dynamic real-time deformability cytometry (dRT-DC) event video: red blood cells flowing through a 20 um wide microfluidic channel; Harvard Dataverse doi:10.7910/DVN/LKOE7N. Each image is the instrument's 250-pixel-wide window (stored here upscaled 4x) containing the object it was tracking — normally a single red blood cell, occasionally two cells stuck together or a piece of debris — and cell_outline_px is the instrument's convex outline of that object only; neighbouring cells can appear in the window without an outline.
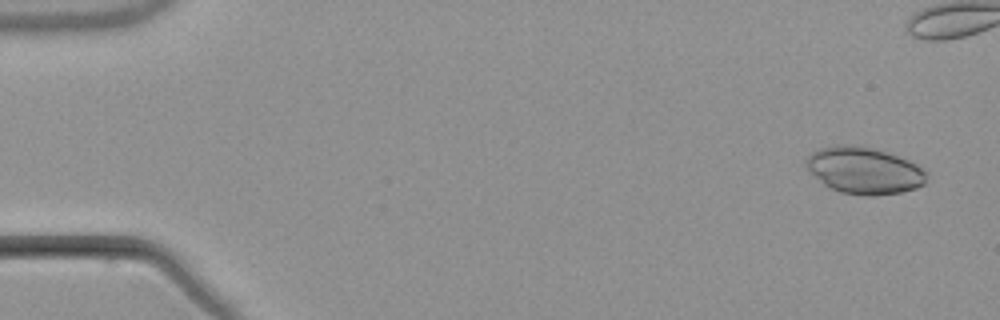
{"species": "common noctule bat (a hibernating species)", "species_latin": "Nyctalus noctula", "temperature_condition": "warm", "stored_images_in_passage": 6, "camera_frame_rate_fps": 3000, "um_per_image_px": 0.085, "animal": {"sex": "male", "body_mass_g": 21.5, "forearm_length_mm": 52.0}, "frame": {"image": 1, "passage_image": 1, "time_ms": 0.0, "image_size_px": [1000, 320], "cell_outline_px": [[928, 172], [924, 184], [916, 188], [900, 192], [872, 196], [868, 196], [840, 192], [828, 188], [804, 164], [804, 160], [812, 152], [820, 148], [836, 144], [852, 144], [872, 148], [888, 152], [920, 164]], "centroid_in_image_um": [73.48, 14.48], "position_along_channel_um": 11.5, "area_um2": 33.12}}
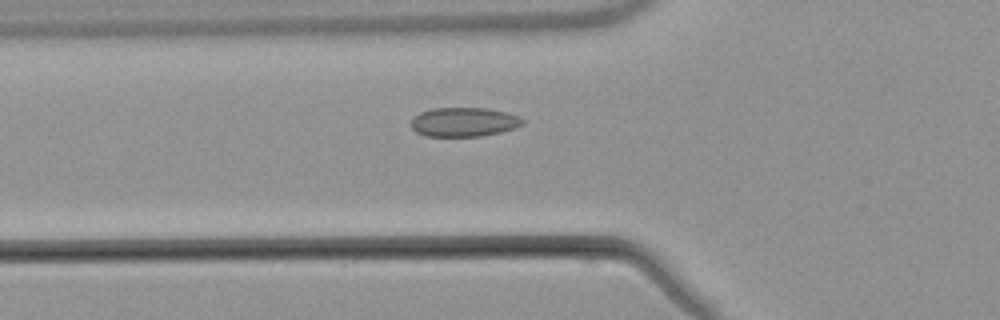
{"frame": {"image": 2, "passage_image": 6, "time_ms": 7.0, "image_size_px": [1000, 320], "cell_outline_px": [[524, 124], [516, 128], [500, 132], [480, 136], [424, 136], [416, 132], [408, 124], [412, 116], [420, 112], [432, 108], [488, 108], [508, 112], [520, 116], [524, 120]], "centroid_in_image_um": [39.41, 10.36], "position_along_channel_um": 86.4, "area_um2": 19.36}}